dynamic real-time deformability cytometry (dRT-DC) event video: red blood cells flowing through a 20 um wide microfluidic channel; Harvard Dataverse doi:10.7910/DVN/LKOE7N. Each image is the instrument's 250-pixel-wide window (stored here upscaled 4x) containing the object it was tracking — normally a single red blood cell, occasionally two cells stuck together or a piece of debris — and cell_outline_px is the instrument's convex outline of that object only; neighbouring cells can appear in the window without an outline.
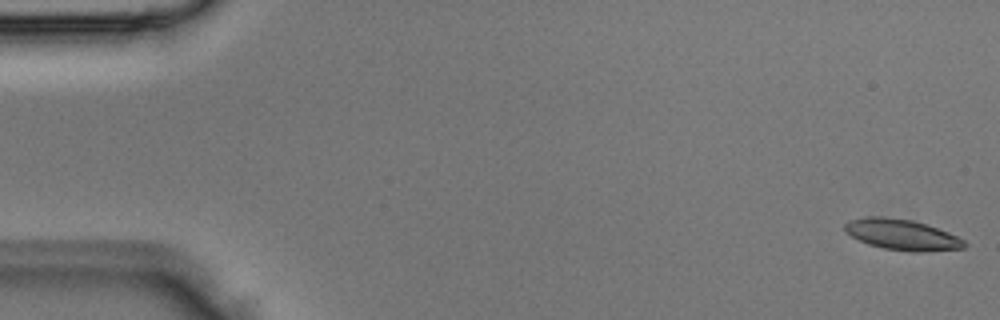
{"species": "Egyptian fruit bat (a non-hibernating species)", "species_latin": "Rousettus aegyptiacus", "temperature_condition": "room temperature", "stored_images_in_passage": 5, "camera_frame_rate_fps": 3000, "um_per_image_px": 0.085, "animal": {"sex": "male"}, "frame": {"image": 1, "passage_image": 1, "time_ms": 0.0, "image_size_px": [1000, 320], "cell_outline_px": [[968, 244], [964, 248], [924, 252], [912, 252], [884, 248], [868, 244], [852, 236], [844, 228], [844, 224], [848, 220], [868, 216], [884, 216], [912, 220], [948, 232], [964, 240]], "centroid_in_image_um": [76.67, 19.94], "position_along_channel_um": 8.3, "area_um2": 21.33}}